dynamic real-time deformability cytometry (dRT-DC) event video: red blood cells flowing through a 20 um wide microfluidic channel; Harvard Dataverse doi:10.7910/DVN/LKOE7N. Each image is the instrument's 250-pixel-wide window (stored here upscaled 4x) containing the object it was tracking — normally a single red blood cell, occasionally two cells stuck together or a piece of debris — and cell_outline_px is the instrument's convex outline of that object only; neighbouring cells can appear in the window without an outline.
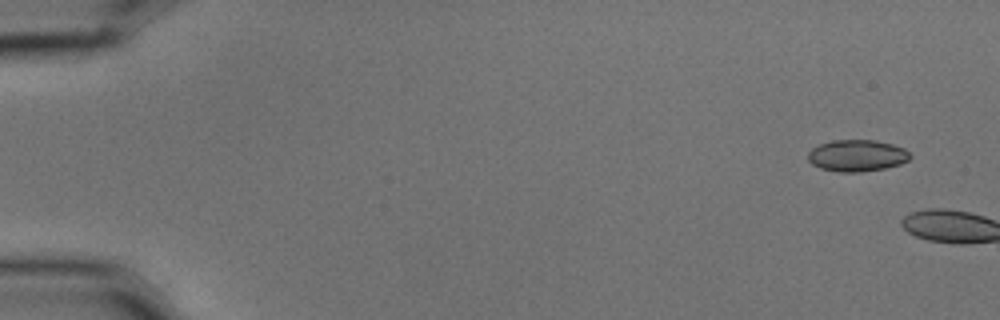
{"species": "common noctule bat (a hibernating species)", "species_latin": "Nyctalus noctula", "temperature_condition": "cold", "stored_images_in_passage": 2, "camera_frame_rate_fps": 3000, "um_per_image_px": 0.085, "animal": {"sex": "male", "body_mass_g": 15.6}, "frame": {"image": 1, "passage_image": 1, "time_ms": 0.0, "image_size_px": [1000, 320], "cell_outline_px": [[912, 156], [908, 160], [900, 164], [884, 168], [860, 172], [840, 172], [820, 168], [812, 164], [808, 160], [808, 152], [812, 148], [820, 144], [832, 140], [876, 140], [892, 144], [904, 148]], "centroid_in_image_um": [72.84, 13.22], "position_along_channel_um": 12.2, "area_um2": 18.84}}